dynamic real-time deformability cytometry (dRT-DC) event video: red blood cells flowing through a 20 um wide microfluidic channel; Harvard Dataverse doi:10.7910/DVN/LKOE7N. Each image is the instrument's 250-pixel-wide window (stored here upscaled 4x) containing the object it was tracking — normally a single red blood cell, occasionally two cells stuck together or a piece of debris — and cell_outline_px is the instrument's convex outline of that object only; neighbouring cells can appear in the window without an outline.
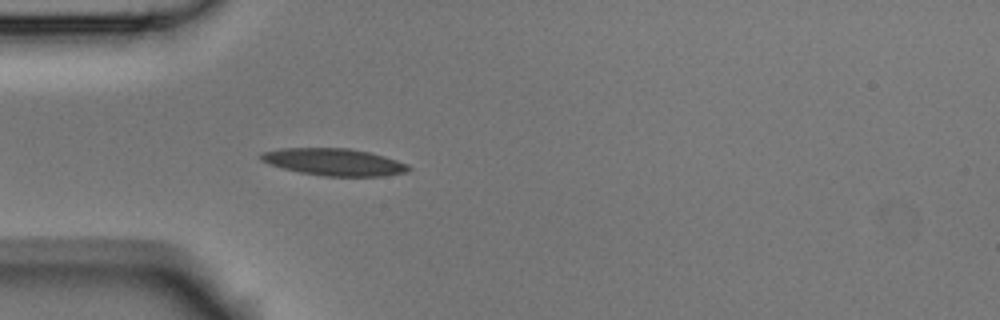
{"species": "Egyptian fruit bat (a non-hibernating species)", "species_latin": "Rousettus aegyptiacus", "temperature_condition": "room temperature", "stored_images_in_passage": 4, "camera_frame_rate_fps": 3000, "um_per_image_px": 0.085, "animal": {"sex": "male"}, "frame": {"image": 1, "passage_image": 4, "time_ms": 1.0, "image_size_px": [1000, 320], "cell_outline_px": [[412, 168], [404, 172], [384, 176], [324, 176], [300, 172], [268, 164], [260, 160], [260, 156], [264, 152], [280, 148], [348, 148], [368, 152], [384, 156], [408, 164]], "centroid_in_image_um": [28.39, 13.77], "position_along_channel_um": 56.6, "area_um2": 23.12}}